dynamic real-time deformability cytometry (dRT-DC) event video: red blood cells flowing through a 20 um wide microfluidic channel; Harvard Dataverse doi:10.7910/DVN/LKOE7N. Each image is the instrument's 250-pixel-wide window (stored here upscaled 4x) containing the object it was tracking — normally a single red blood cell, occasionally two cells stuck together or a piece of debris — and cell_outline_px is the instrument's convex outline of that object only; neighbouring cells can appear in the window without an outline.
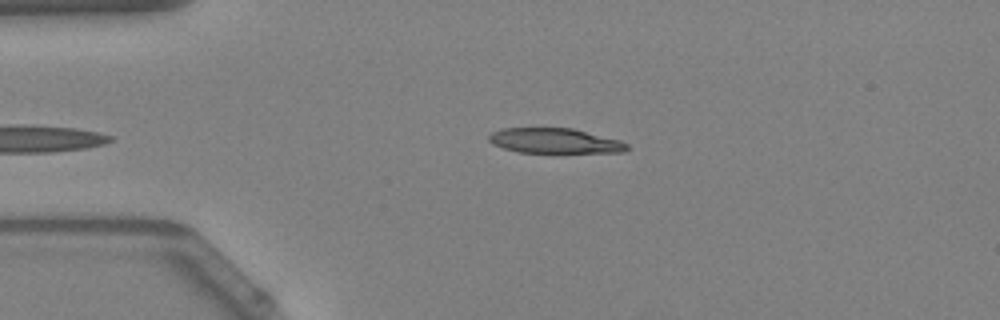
{"species": "Egyptian fruit bat (a non-hibernating species)", "species_latin": "Rousettus aegyptiacus", "temperature_condition": "warm", "stored_images_in_passage": 35, "camera_frame_rate_fps": 3000, "um_per_image_px": 0.085, "animal": {"sex": "female"}, "frame": {"image": 1, "passage_image": 1, "time_ms": 0.0, "image_size_px": [1000, 320], "cell_outline_px": [[628, 148], [624, 152], [516, 152], [492, 144], [488, 140], [488, 136], [492, 132], [500, 128], [572, 128], [620, 140], [628, 144]], "centroid_in_image_um": [47.12, 11.96], "position_along_channel_um": 37.9, "area_um2": 20.06}}
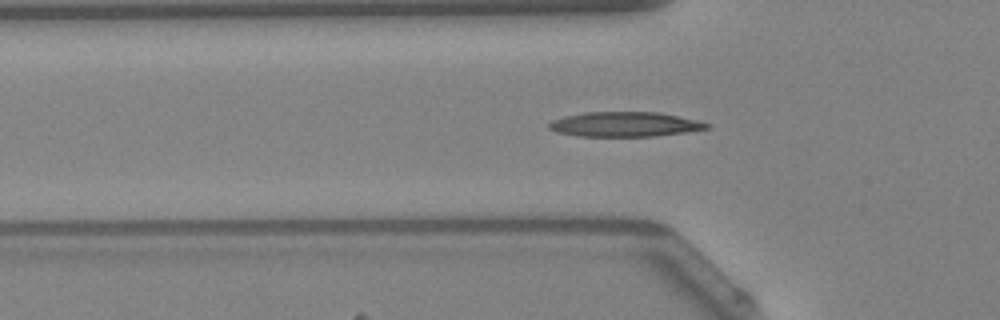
{"frame": {"image": 2, "passage_image": 6, "time_ms": 1.667, "image_size_px": [1000, 320], "cell_outline_px": [[712, 128], [656, 136], [576, 136], [556, 132], [548, 128], [548, 124], [552, 120], [564, 116], [584, 112], [660, 112], [700, 120], [712, 124]], "centroid_in_image_um": [53.15, 10.56], "position_along_channel_um": 72.7, "area_um2": 23.06}}
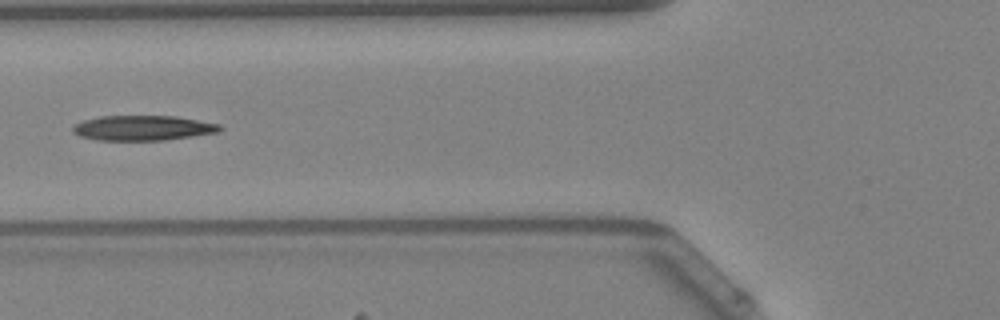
{"frame": {"image": 3, "passage_image": 9, "time_ms": 2.667, "image_size_px": [1000, 320], "cell_outline_px": [[224, 128], [220, 132], [164, 140], [96, 140], [80, 136], [72, 132], [72, 128], [76, 124], [84, 120], [100, 116], [176, 116], [220, 124]], "centroid_in_image_um": [12.17, 10.88], "position_along_channel_um": 113.6, "area_um2": 21.44}, "authors_computed_cell_mechanics": {"area_um2": 21.1548, "velocity_mm_per_s": 4.0896, "shape_relaxation_time_tau1_ms": 8.8594, "shape_relaxation_time_tau2_ms": null, "deformation_change_tau1": 0.2279, "deformation_change_tau2": null}}